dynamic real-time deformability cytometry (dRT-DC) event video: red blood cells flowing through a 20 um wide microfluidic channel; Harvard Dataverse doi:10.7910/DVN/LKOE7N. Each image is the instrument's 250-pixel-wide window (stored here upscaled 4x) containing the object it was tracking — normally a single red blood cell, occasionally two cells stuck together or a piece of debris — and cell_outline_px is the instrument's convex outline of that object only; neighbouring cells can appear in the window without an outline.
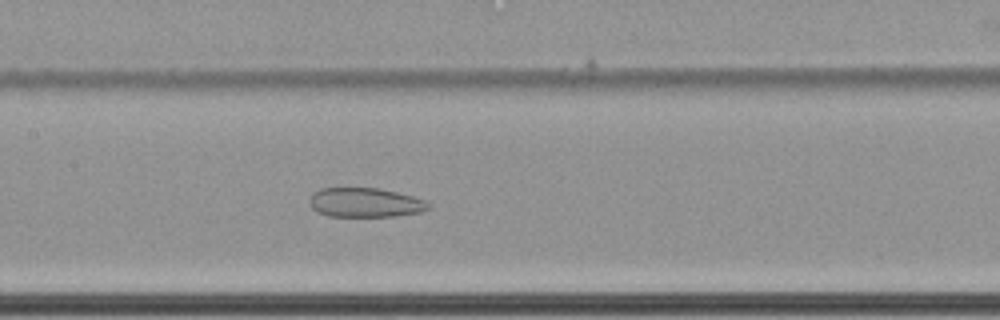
{"species": "common noctule bat (a hibernating species)", "species_latin": "Nyctalus noctula", "temperature_condition": "cold", "stored_images_in_passage": 45, "camera_frame_rate_fps": 3000, "um_per_image_px": 0.085, "animal": {"sex": "female", "body_mass_g": 22.7, "forearm_length_mm": 54.2}, "frame": {"image": 1, "passage_image": 15, "time_ms": 4.667, "image_size_px": [1000, 320], "cell_outline_px": [[432, 208], [420, 212], [396, 216], [328, 216], [316, 212], [312, 208], [308, 200], [312, 192], [320, 188], [380, 188], [412, 196], [424, 200]], "centroid_in_image_um": [31.0, 17.21], "position_along_channel_um": 176.4, "area_um2": 20.46}}
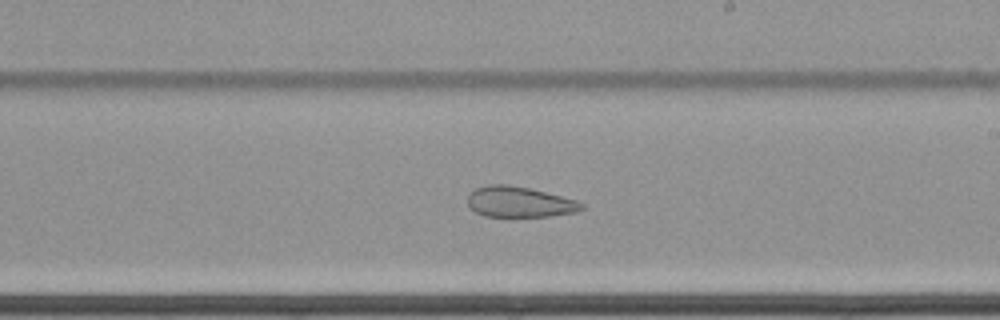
{"frame": {"image": 2, "passage_image": 21, "time_ms": 6.667, "image_size_px": [1000, 320], "cell_outline_px": [[584, 208], [576, 212], [548, 216], [484, 216], [476, 212], [468, 204], [468, 192], [476, 188], [488, 184], [508, 184], [528, 188], [576, 200], [584, 204]], "centroid_in_image_um": [44.12, 17.16], "position_along_channel_um": 244.9, "area_um2": 20.17}}
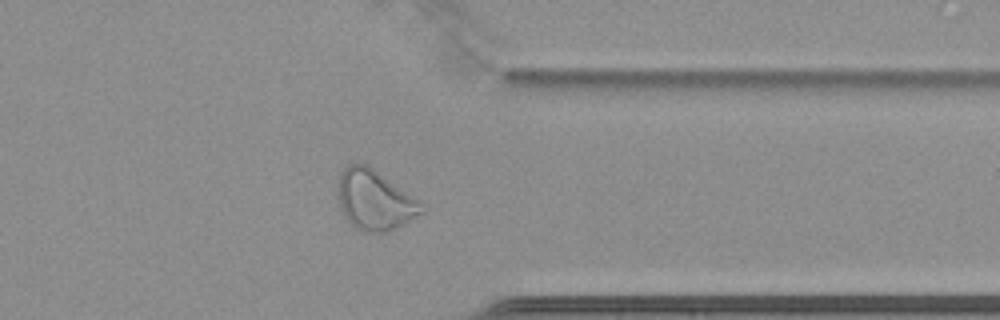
{"frame": {"image": 3, "passage_image": 33, "time_ms": 10.667, "image_size_px": [1000, 320], "cell_outline_px": [[424, 212], [396, 228], [384, 232], [364, 232], [356, 228], [344, 216], [336, 192], [340, 176], [344, 168], [348, 164], [368, 164], [424, 204]], "centroid_in_image_um": [31.84, 17.0], "position_along_channel_um": 379.6, "area_um2": 29.07}, "authors_computed_cell_mechanics": {"area_um2": 26.299, "velocity_mm_per_s": 3.4275, "shape_relaxation_time_tau1_ms": null, "shape_relaxation_time_tau2_ms": 3.2589, "deformation_change_tau1": null, "deformation_change_tau2": 0.0985}}